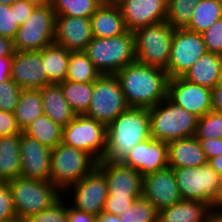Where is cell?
Here are the masks:
<instances>
[{
    "mask_svg": "<svg viewBox=\"0 0 222 222\" xmlns=\"http://www.w3.org/2000/svg\"><path fill=\"white\" fill-rule=\"evenodd\" d=\"M70 52L55 42L41 50V60L51 84H58L66 80Z\"/></svg>",
    "mask_w": 222,
    "mask_h": 222,
    "instance_id": "obj_28",
    "label": "cell"
},
{
    "mask_svg": "<svg viewBox=\"0 0 222 222\" xmlns=\"http://www.w3.org/2000/svg\"><path fill=\"white\" fill-rule=\"evenodd\" d=\"M30 4H33L35 7H42L47 5H52L53 0H25Z\"/></svg>",
    "mask_w": 222,
    "mask_h": 222,
    "instance_id": "obj_54",
    "label": "cell"
},
{
    "mask_svg": "<svg viewBox=\"0 0 222 222\" xmlns=\"http://www.w3.org/2000/svg\"><path fill=\"white\" fill-rule=\"evenodd\" d=\"M8 185L12 193L16 216L23 219L47 209L62 196V192L49 180L17 177L9 181Z\"/></svg>",
    "mask_w": 222,
    "mask_h": 222,
    "instance_id": "obj_7",
    "label": "cell"
},
{
    "mask_svg": "<svg viewBox=\"0 0 222 222\" xmlns=\"http://www.w3.org/2000/svg\"><path fill=\"white\" fill-rule=\"evenodd\" d=\"M20 177L48 181L50 172L51 149L38 140L21 132Z\"/></svg>",
    "mask_w": 222,
    "mask_h": 222,
    "instance_id": "obj_20",
    "label": "cell"
},
{
    "mask_svg": "<svg viewBox=\"0 0 222 222\" xmlns=\"http://www.w3.org/2000/svg\"><path fill=\"white\" fill-rule=\"evenodd\" d=\"M220 19H222V0H201L194 7L191 20L185 29L201 34Z\"/></svg>",
    "mask_w": 222,
    "mask_h": 222,
    "instance_id": "obj_31",
    "label": "cell"
},
{
    "mask_svg": "<svg viewBox=\"0 0 222 222\" xmlns=\"http://www.w3.org/2000/svg\"><path fill=\"white\" fill-rule=\"evenodd\" d=\"M142 176L168 167L167 143L150 137L139 142L122 161Z\"/></svg>",
    "mask_w": 222,
    "mask_h": 222,
    "instance_id": "obj_19",
    "label": "cell"
},
{
    "mask_svg": "<svg viewBox=\"0 0 222 222\" xmlns=\"http://www.w3.org/2000/svg\"><path fill=\"white\" fill-rule=\"evenodd\" d=\"M44 114L61 127H66L76 114L63 96L59 84H48L40 89Z\"/></svg>",
    "mask_w": 222,
    "mask_h": 222,
    "instance_id": "obj_25",
    "label": "cell"
},
{
    "mask_svg": "<svg viewBox=\"0 0 222 222\" xmlns=\"http://www.w3.org/2000/svg\"><path fill=\"white\" fill-rule=\"evenodd\" d=\"M206 53L201 34L185 28L175 29L166 70L169 79L183 76Z\"/></svg>",
    "mask_w": 222,
    "mask_h": 222,
    "instance_id": "obj_12",
    "label": "cell"
},
{
    "mask_svg": "<svg viewBox=\"0 0 222 222\" xmlns=\"http://www.w3.org/2000/svg\"><path fill=\"white\" fill-rule=\"evenodd\" d=\"M106 137V126L83 114L63 128L62 143L89 153L99 162L106 152Z\"/></svg>",
    "mask_w": 222,
    "mask_h": 222,
    "instance_id": "obj_11",
    "label": "cell"
},
{
    "mask_svg": "<svg viewBox=\"0 0 222 222\" xmlns=\"http://www.w3.org/2000/svg\"><path fill=\"white\" fill-rule=\"evenodd\" d=\"M213 208L222 209V176H221V182H220V191L217 197V201Z\"/></svg>",
    "mask_w": 222,
    "mask_h": 222,
    "instance_id": "obj_55",
    "label": "cell"
},
{
    "mask_svg": "<svg viewBox=\"0 0 222 222\" xmlns=\"http://www.w3.org/2000/svg\"><path fill=\"white\" fill-rule=\"evenodd\" d=\"M21 132L14 113L0 110V137L20 134Z\"/></svg>",
    "mask_w": 222,
    "mask_h": 222,
    "instance_id": "obj_44",
    "label": "cell"
},
{
    "mask_svg": "<svg viewBox=\"0 0 222 222\" xmlns=\"http://www.w3.org/2000/svg\"><path fill=\"white\" fill-rule=\"evenodd\" d=\"M11 7L16 9V22L19 26L27 20L32 14V11L36 8L33 4H30L25 0L15 1Z\"/></svg>",
    "mask_w": 222,
    "mask_h": 222,
    "instance_id": "obj_46",
    "label": "cell"
},
{
    "mask_svg": "<svg viewBox=\"0 0 222 222\" xmlns=\"http://www.w3.org/2000/svg\"><path fill=\"white\" fill-rule=\"evenodd\" d=\"M101 76L84 51H71L66 80L78 83H93Z\"/></svg>",
    "mask_w": 222,
    "mask_h": 222,
    "instance_id": "obj_32",
    "label": "cell"
},
{
    "mask_svg": "<svg viewBox=\"0 0 222 222\" xmlns=\"http://www.w3.org/2000/svg\"><path fill=\"white\" fill-rule=\"evenodd\" d=\"M17 0H0V4L12 5Z\"/></svg>",
    "mask_w": 222,
    "mask_h": 222,
    "instance_id": "obj_57",
    "label": "cell"
},
{
    "mask_svg": "<svg viewBox=\"0 0 222 222\" xmlns=\"http://www.w3.org/2000/svg\"><path fill=\"white\" fill-rule=\"evenodd\" d=\"M10 78L22 89L40 90L51 84L41 60V50L14 51Z\"/></svg>",
    "mask_w": 222,
    "mask_h": 222,
    "instance_id": "obj_18",
    "label": "cell"
},
{
    "mask_svg": "<svg viewBox=\"0 0 222 222\" xmlns=\"http://www.w3.org/2000/svg\"><path fill=\"white\" fill-rule=\"evenodd\" d=\"M129 107L151 108L167 97V72L137 61L116 74Z\"/></svg>",
    "mask_w": 222,
    "mask_h": 222,
    "instance_id": "obj_1",
    "label": "cell"
},
{
    "mask_svg": "<svg viewBox=\"0 0 222 222\" xmlns=\"http://www.w3.org/2000/svg\"><path fill=\"white\" fill-rule=\"evenodd\" d=\"M167 146L170 168L200 167L208 164V159L195 136L171 141Z\"/></svg>",
    "mask_w": 222,
    "mask_h": 222,
    "instance_id": "obj_22",
    "label": "cell"
},
{
    "mask_svg": "<svg viewBox=\"0 0 222 222\" xmlns=\"http://www.w3.org/2000/svg\"><path fill=\"white\" fill-rule=\"evenodd\" d=\"M129 106L116 75H101L93 82L91 102L84 114L106 127Z\"/></svg>",
    "mask_w": 222,
    "mask_h": 222,
    "instance_id": "obj_9",
    "label": "cell"
},
{
    "mask_svg": "<svg viewBox=\"0 0 222 222\" xmlns=\"http://www.w3.org/2000/svg\"><path fill=\"white\" fill-rule=\"evenodd\" d=\"M195 137L198 140L222 138V113L211 110L200 117Z\"/></svg>",
    "mask_w": 222,
    "mask_h": 222,
    "instance_id": "obj_37",
    "label": "cell"
},
{
    "mask_svg": "<svg viewBox=\"0 0 222 222\" xmlns=\"http://www.w3.org/2000/svg\"><path fill=\"white\" fill-rule=\"evenodd\" d=\"M142 196L152 203L157 211L181 201L173 168L167 167L143 176Z\"/></svg>",
    "mask_w": 222,
    "mask_h": 222,
    "instance_id": "obj_16",
    "label": "cell"
},
{
    "mask_svg": "<svg viewBox=\"0 0 222 222\" xmlns=\"http://www.w3.org/2000/svg\"><path fill=\"white\" fill-rule=\"evenodd\" d=\"M93 37L109 38L123 35L128 30L119 7L104 1L90 17Z\"/></svg>",
    "mask_w": 222,
    "mask_h": 222,
    "instance_id": "obj_23",
    "label": "cell"
},
{
    "mask_svg": "<svg viewBox=\"0 0 222 222\" xmlns=\"http://www.w3.org/2000/svg\"><path fill=\"white\" fill-rule=\"evenodd\" d=\"M106 2L116 3L118 0H105Z\"/></svg>",
    "mask_w": 222,
    "mask_h": 222,
    "instance_id": "obj_58",
    "label": "cell"
},
{
    "mask_svg": "<svg viewBox=\"0 0 222 222\" xmlns=\"http://www.w3.org/2000/svg\"><path fill=\"white\" fill-rule=\"evenodd\" d=\"M94 222H121L119 216L102 211Z\"/></svg>",
    "mask_w": 222,
    "mask_h": 222,
    "instance_id": "obj_52",
    "label": "cell"
},
{
    "mask_svg": "<svg viewBox=\"0 0 222 222\" xmlns=\"http://www.w3.org/2000/svg\"><path fill=\"white\" fill-rule=\"evenodd\" d=\"M66 192L73 194L70 195L71 207L99 216L108 198V185L104 174L96 167L80 181L67 188L62 195Z\"/></svg>",
    "mask_w": 222,
    "mask_h": 222,
    "instance_id": "obj_13",
    "label": "cell"
},
{
    "mask_svg": "<svg viewBox=\"0 0 222 222\" xmlns=\"http://www.w3.org/2000/svg\"><path fill=\"white\" fill-rule=\"evenodd\" d=\"M221 75L222 55L207 52L182 77L212 89L221 82Z\"/></svg>",
    "mask_w": 222,
    "mask_h": 222,
    "instance_id": "obj_24",
    "label": "cell"
},
{
    "mask_svg": "<svg viewBox=\"0 0 222 222\" xmlns=\"http://www.w3.org/2000/svg\"><path fill=\"white\" fill-rule=\"evenodd\" d=\"M157 216L155 206L141 196L119 218L121 222H157Z\"/></svg>",
    "mask_w": 222,
    "mask_h": 222,
    "instance_id": "obj_36",
    "label": "cell"
},
{
    "mask_svg": "<svg viewBox=\"0 0 222 222\" xmlns=\"http://www.w3.org/2000/svg\"><path fill=\"white\" fill-rule=\"evenodd\" d=\"M168 0H118L125 26L134 32L139 28L166 20Z\"/></svg>",
    "mask_w": 222,
    "mask_h": 222,
    "instance_id": "obj_17",
    "label": "cell"
},
{
    "mask_svg": "<svg viewBox=\"0 0 222 222\" xmlns=\"http://www.w3.org/2000/svg\"><path fill=\"white\" fill-rule=\"evenodd\" d=\"M68 204V218L67 222H94L96 216L77 210Z\"/></svg>",
    "mask_w": 222,
    "mask_h": 222,
    "instance_id": "obj_47",
    "label": "cell"
},
{
    "mask_svg": "<svg viewBox=\"0 0 222 222\" xmlns=\"http://www.w3.org/2000/svg\"><path fill=\"white\" fill-rule=\"evenodd\" d=\"M21 133L0 137V182H9L20 177Z\"/></svg>",
    "mask_w": 222,
    "mask_h": 222,
    "instance_id": "obj_27",
    "label": "cell"
},
{
    "mask_svg": "<svg viewBox=\"0 0 222 222\" xmlns=\"http://www.w3.org/2000/svg\"><path fill=\"white\" fill-rule=\"evenodd\" d=\"M22 133L52 149L62 142L63 127L43 113L34 119Z\"/></svg>",
    "mask_w": 222,
    "mask_h": 222,
    "instance_id": "obj_30",
    "label": "cell"
},
{
    "mask_svg": "<svg viewBox=\"0 0 222 222\" xmlns=\"http://www.w3.org/2000/svg\"><path fill=\"white\" fill-rule=\"evenodd\" d=\"M97 168L104 174L108 197H141L143 176L122 162L100 160Z\"/></svg>",
    "mask_w": 222,
    "mask_h": 222,
    "instance_id": "obj_15",
    "label": "cell"
},
{
    "mask_svg": "<svg viewBox=\"0 0 222 222\" xmlns=\"http://www.w3.org/2000/svg\"><path fill=\"white\" fill-rule=\"evenodd\" d=\"M201 0H168L166 21L174 28H185L192 17L194 7Z\"/></svg>",
    "mask_w": 222,
    "mask_h": 222,
    "instance_id": "obj_35",
    "label": "cell"
},
{
    "mask_svg": "<svg viewBox=\"0 0 222 222\" xmlns=\"http://www.w3.org/2000/svg\"><path fill=\"white\" fill-rule=\"evenodd\" d=\"M19 25L16 22V9L0 4V36L14 39Z\"/></svg>",
    "mask_w": 222,
    "mask_h": 222,
    "instance_id": "obj_40",
    "label": "cell"
},
{
    "mask_svg": "<svg viewBox=\"0 0 222 222\" xmlns=\"http://www.w3.org/2000/svg\"><path fill=\"white\" fill-rule=\"evenodd\" d=\"M198 141L208 161L213 157L222 155V138Z\"/></svg>",
    "mask_w": 222,
    "mask_h": 222,
    "instance_id": "obj_45",
    "label": "cell"
},
{
    "mask_svg": "<svg viewBox=\"0 0 222 222\" xmlns=\"http://www.w3.org/2000/svg\"><path fill=\"white\" fill-rule=\"evenodd\" d=\"M13 40L0 36V57L13 56Z\"/></svg>",
    "mask_w": 222,
    "mask_h": 222,
    "instance_id": "obj_50",
    "label": "cell"
},
{
    "mask_svg": "<svg viewBox=\"0 0 222 222\" xmlns=\"http://www.w3.org/2000/svg\"><path fill=\"white\" fill-rule=\"evenodd\" d=\"M174 30L165 20L134 31L136 61L166 71Z\"/></svg>",
    "mask_w": 222,
    "mask_h": 222,
    "instance_id": "obj_6",
    "label": "cell"
},
{
    "mask_svg": "<svg viewBox=\"0 0 222 222\" xmlns=\"http://www.w3.org/2000/svg\"><path fill=\"white\" fill-rule=\"evenodd\" d=\"M212 110L222 113V85L219 83L211 89Z\"/></svg>",
    "mask_w": 222,
    "mask_h": 222,
    "instance_id": "obj_48",
    "label": "cell"
},
{
    "mask_svg": "<svg viewBox=\"0 0 222 222\" xmlns=\"http://www.w3.org/2000/svg\"><path fill=\"white\" fill-rule=\"evenodd\" d=\"M92 39L90 18L56 15L55 43L68 51H84Z\"/></svg>",
    "mask_w": 222,
    "mask_h": 222,
    "instance_id": "obj_21",
    "label": "cell"
},
{
    "mask_svg": "<svg viewBox=\"0 0 222 222\" xmlns=\"http://www.w3.org/2000/svg\"><path fill=\"white\" fill-rule=\"evenodd\" d=\"M84 52L101 75H115L136 61L133 32L109 38L93 37Z\"/></svg>",
    "mask_w": 222,
    "mask_h": 222,
    "instance_id": "obj_4",
    "label": "cell"
},
{
    "mask_svg": "<svg viewBox=\"0 0 222 222\" xmlns=\"http://www.w3.org/2000/svg\"><path fill=\"white\" fill-rule=\"evenodd\" d=\"M0 222H24V219L20 218L19 216H15L11 219L0 221Z\"/></svg>",
    "mask_w": 222,
    "mask_h": 222,
    "instance_id": "obj_56",
    "label": "cell"
},
{
    "mask_svg": "<svg viewBox=\"0 0 222 222\" xmlns=\"http://www.w3.org/2000/svg\"><path fill=\"white\" fill-rule=\"evenodd\" d=\"M44 113L40 90L22 89L14 115L23 131L34 119Z\"/></svg>",
    "mask_w": 222,
    "mask_h": 222,
    "instance_id": "obj_29",
    "label": "cell"
},
{
    "mask_svg": "<svg viewBox=\"0 0 222 222\" xmlns=\"http://www.w3.org/2000/svg\"><path fill=\"white\" fill-rule=\"evenodd\" d=\"M167 97L199 118L212 110L211 88L192 83L182 76L168 80Z\"/></svg>",
    "mask_w": 222,
    "mask_h": 222,
    "instance_id": "obj_14",
    "label": "cell"
},
{
    "mask_svg": "<svg viewBox=\"0 0 222 222\" xmlns=\"http://www.w3.org/2000/svg\"><path fill=\"white\" fill-rule=\"evenodd\" d=\"M22 88L11 78L0 83V110L14 113Z\"/></svg>",
    "mask_w": 222,
    "mask_h": 222,
    "instance_id": "obj_39",
    "label": "cell"
},
{
    "mask_svg": "<svg viewBox=\"0 0 222 222\" xmlns=\"http://www.w3.org/2000/svg\"><path fill=\"white\" fill-rule=\"evenodd\" d=\"M204 222H222V209L211 208L206 217Z\"/></svg>",
    "mask_w": 222,
    "mask_h": 222,
    "instance_id": "obj_51",
    "label": "cell"
},
{
    "mask_svg": "<svg viewBox=\"0 0 222 222\" xmlns=\"http://www.w3.org/2000/svg\"><path fill=\"white\" fill-rule=\"evenodd\" d=\"M150 135L155 140L171 141L195 136L199 117L176 105L168 97L148 109Z\"/></svg>",
    "mask_w": 222,
    "mask_h": 222,
    "instance_id": "obj_3",
    "label": "cell"
},
{
    "mask_svg": "<svg viewBox=\"0 0 222 222\" xmlns=\"http://www.w3.org/2000/svg\"><path fill=\"white\" fill-rule=\"evenodd\" d=\"M13 56L0 57V83L10 79Z\"/></svg>",
    "mask_w": 222,
    "mask_h": 222,
    "instance_id": "obj_49",
    "label": "cell"
},
{
    "mask_svg": "<svg viewBox=\"0 0 222 222\" xmlns=\"http://www.w3.org/2000/svg\"><path fill=\"white\" fill-rule=\"evenodd\" d=\"M97 164L89 153L61 142L51 149L49 181L63 193L92 172Z\"/></svg>",
    "mask_w": 222,
    "mask_h": 222,
    "instance_id": "obj_5",
    "label": "cell"
},
{
    "mask_svg": "<svg viewBox=\"0 0 222 222\" xmlns=\"http://www.w3.org/2000/svg\"><path fill=\"white\" fill-rule=\"evenodd\" d=\"M58 84L60 85L63 96L75 114H85L91 102L93 83H78L65 80Z\"/></svg>",
    "mask_w": 222,
    "mask_h": 222,
    "instance_id": "obj_33",
    "label": "cell"
},
{
    "mask_svg": "<svg viewBox=\"0 0 222 222\" xmlns=\"http://www.w3.org/2000/svg\"><path fill=\"white\" fill-rule=\"evenodd\" d=\"M139 197H108L104 204L103 211L120 216Z\"/></svg>",
    "mask_w": 222,
    "mask_h": 222,
    "instance_id": "obj_43",
    "label": "cell"
},
{
    "mask_svg": "<svg viewBox=\"0 0 222 222\" xmlns=\"http://www.w3.org/2000/svg\"><path fill=\"white\" fill-rule=\"evenodd\" d=\"M208 163L220 176H222V155L211 158Z\"/></svg>",
    "mask_w": 222,
    "mask_h": 222,
    "instance_id": "obj_53",
    "label": "cell"
},
{
    "mask_svg": "<svg viewBox=\"0 0 222 222\" xmlns=\"http://www.w3.org/2000/svg\"><path fill=\"white\" fill-rule=\"evenodd\" d=\"M212 207L197 200H181L158 211L157 222H204Z\"/></svg>",
    "mask_w": 222,
    "mask_h": 222,
    "instance_id": "obj_26",
    "label": "cell"
},
{
    "mask_svg": "<svg viewBox=\"0 0 222 222\" xmlns=\"http://www.w3.org/2000/svg\"><path fill=\"white\" fill-rule=\"evenodd\" d=\"M16 216L12 193L8 182H0V221Z\"/></svg>",
    "mask_w": 222,
    "mask_h": 222,
    "instance_id": "obj_42",
    "label": "cell"
},
{
    "mask_svg": "<svg viewBox=\"0 0 222 222\" xmlns=\"http://www.w3.org/2000/svg\"><path fill=\"white\" fill-rule=\"evenodd\" d=\"M106 132L102 160L122 162L139 142L151 137L148 108L129 107L106 127Z\"/></svg>",
    "mask_w": 222,
    "mask_h": 222,
    "instance_id": "obj_2",
    "label": "cell"
},
{
    "mask_svg": "<svg viewBox=\"0 0 222 222\" xmlns=\"http://www.w3.org/2000/svg\"><path fill=\"white\" fill-rule=\"evenodd\" d=\"M105 0H53L56 15L90 18Z\"/></svg>",
    "mask_w": 222,
    "mask_h": 222,
    "instance_id": "obj_34",
    "label": "cell"
},
{
    "mask_svg": "<svg viewBox=\"0 0 222 222\" xmlns=\"http://www.w3.org/2000/svg\"><path fill=\"white\" fill-rule=\"evenodd\" d=\"M207 52L222 55V19L201 33Z\"/></svg>",
    "mask_w": 222,
    "mask_h": 222,
    "instance_id": "obj_41",
    "label": "cell"
},
{
    "mask_svg": "<svg viewBox=\"0 0 222 222\" xmlns=\"http://www.w3.org/2000/svg\"><path fill=\"white\" fill-rule=\"evenodd\" d=\"M55 18L52 5L36 7L19 26L13 39L14 51H40L53 43Z\"/></svg>",
    "mask_w": 222,
    "mask_h": 222,
    "instance_id": "obj_10",
    "label": "cell"
},
{
    "mask_svg": "<svg viewBox=\"0 0 222 222\" xmlns=\"http://www.w3.org/2000/svg\"><path fill=\"white\" fill-rule=\"evenodd\" d=\"M173 170L182 200L202 201L214 207L220 191L221 176L209 163Z\"/></svg>",
    "mask_w": 222,
    "mask_h": 222,
    "instance_id": "obj_8",
    "label": "cell"
},
{
    "mask_svg": "<svg viewBox=\"0 0 222 222\" xmlns=\"http://www.w3.org/2000/svg\"><path fill=\"white\" fill-rule=\"evenodd\" d=\"M62 196L47 209L24 218V222H67L68 204Z\"/></svg>",
    "mask_w": 222,
    "mask_h": 222,
    "instance_id": "obj_38",
    "label": "cell"
}]
</instances>
